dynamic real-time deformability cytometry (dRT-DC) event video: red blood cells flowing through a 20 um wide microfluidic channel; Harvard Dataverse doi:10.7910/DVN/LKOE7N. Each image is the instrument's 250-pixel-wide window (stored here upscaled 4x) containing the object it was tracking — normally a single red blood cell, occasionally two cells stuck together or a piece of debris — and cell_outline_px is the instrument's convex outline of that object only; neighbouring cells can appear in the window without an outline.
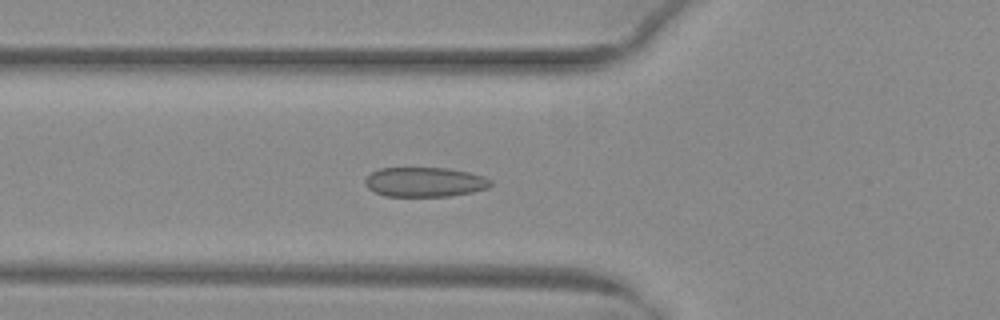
{"species": "common noctule bat (a hibernating species)", "species_latin": "Nyctalus noctula", "temperature_condition": "warm", "stored_images_in_passage": 33, "camera_frame_rate_fps": 3000, "um_per_image_px": 0.085, "animal": {"sex": "female", "body_mass_g": 29.2, "forearm_length_mm": 56.3}, "frame": {"image": 1, "passage_image": 7, "time_ms": 2.0, "image_size_px": [1000, 320], "cell_outline_px": [[492, 184], [488, 188], [472, 192], [448, 196], [384, 196], [368, 188], [364, 184], [364, 180], [372, 172], [380, 168], [448, 168], [468, 172], [484, 176], [492, 180]], "centroid_in_image_um": [36.11, 15.47], "position_along_channel_um": 89.7, "area_um2": 21.68}}
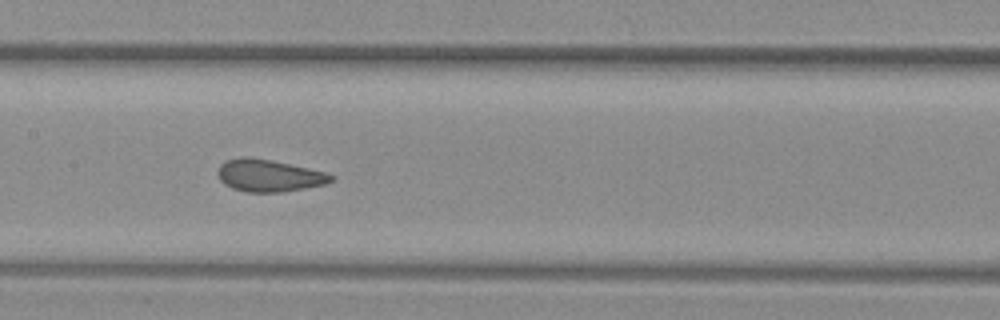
{"frame": {"image": 2, "passage_image": 14, "time_ms": 4.333, "image_size_px": [1000, 320], "cell_outline_px": [[336, 176], [328, 184], [280, 192], [248, 192], [232, 188], [224, 184], [220, 180], [216, 172], [220, 164], [224, 160], [240, 156], [248, 156], [308, 168], [324, 172]], "centroid_in_image_um": [22.81, 14.92], "position_along_channel_um": 184.6, "area_um2": 21.27}}
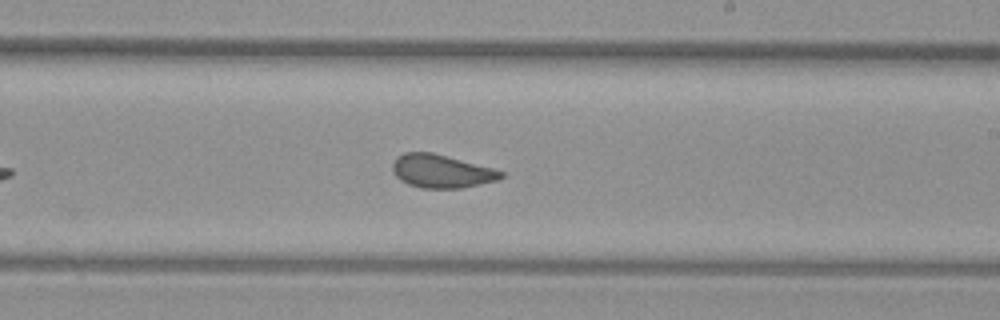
{"frame": {"image": 3, "passage_image": 19, "time_ms": 6.0, "image_size_px": [1000, 320], "cell_outline_px": [[504, 176], [496, 180], [460, 188], [420, 188], [408, 184], [400, 180], [392, 172], [392, 164], [396, 156], [404, 152], [432, 152], [492, 168], [504, 172]], "centroid_in_image_um": [37.46, 14.54], "position_along_channel_um": 251.5, "area_um2": 20.92}}